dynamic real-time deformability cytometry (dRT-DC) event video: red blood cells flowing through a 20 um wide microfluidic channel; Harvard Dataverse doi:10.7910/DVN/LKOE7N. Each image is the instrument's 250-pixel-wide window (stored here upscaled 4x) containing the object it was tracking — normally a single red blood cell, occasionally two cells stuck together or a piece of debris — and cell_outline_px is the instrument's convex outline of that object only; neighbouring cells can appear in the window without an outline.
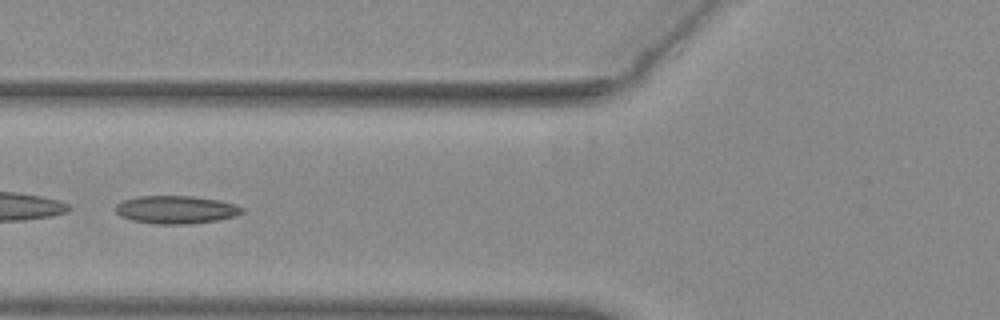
{"species": "common noctule bat (a hibernating species)", "species_latin": "Nyctalus noctula", "temperature_condition": "warm", "stored_images_in_passage": 41, "camera_frame_rate_fps": 3000, "um_per_image_px": 0.085, "animal": {"sex": "female", "body_mass_g": 29.2, "forearm_length_mm": 56.3}, "frame": {"image": 1, "passage_image": 12, "time_ms": 3.667, "image_size_px": [1000, 320], "cell_outline_px": [[244, 212], [236, 216], [216, 220], [192, 224], [156, 224], [132, 220], [120, 216], [116, 212], [116, 204], [124, 200], [140, 196], [192, 196], [220, 200], [236, 204], [244, 208]], "centroid_in_image_um": [15.0, 17.82], "position_along_channel_um": 110.8, "area_um2": 20.69}}
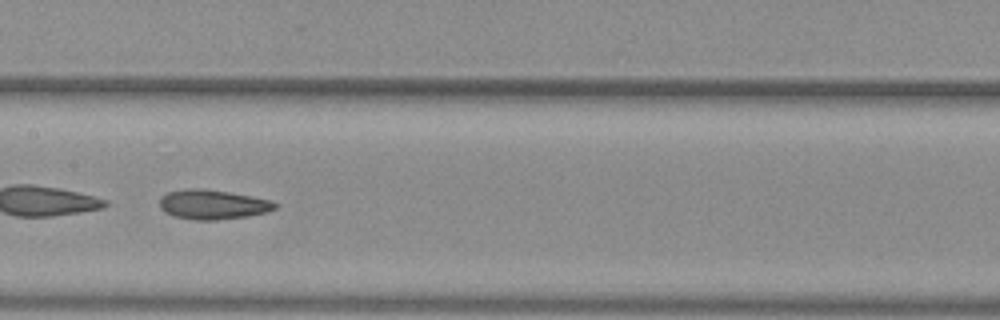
{"frame": {"image": 2, "passage_image": 18, "time_ms": 5.667, "image_size_px": [1000, 320], "cell_outline_px": [[280, 204], [276, 208], [268, 212], [248, 216], [216, 220], [196, 220], [172, 216], [164, 212], [160, 208], [160, 196], [168, 192], [192, 188], [200, 188], [228, 192], [272, 200]], "centroid_in_image_um": [18.09, 17.39], "position_along_channel_um": 189.3, "area_um2": 20.0}, "authors_computed_cell_mechanics": {"area_um2": 19.5942, "velocity_mm_per_s": 3.9087, "shape_relaxation_time_tau1_ms": null, "shape_relaxation_time_tau2_ms": 3.4482, "deformation_change_tau1": null, "deformation_change_tau2": 0.1106}}